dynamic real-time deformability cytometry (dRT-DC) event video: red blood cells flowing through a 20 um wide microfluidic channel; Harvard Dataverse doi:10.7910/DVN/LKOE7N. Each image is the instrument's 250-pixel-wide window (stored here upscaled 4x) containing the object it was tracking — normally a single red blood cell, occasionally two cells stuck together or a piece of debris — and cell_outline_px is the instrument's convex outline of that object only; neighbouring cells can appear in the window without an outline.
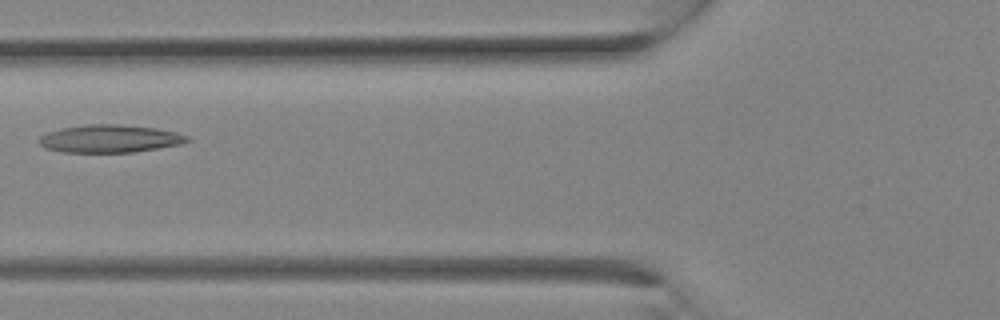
{"species": "Egyptian fruit bat (a non-hibernating species)", "species_latin": "Rousettus aegyptiacus", "temperature_condition": "room temperature", "stored_images_in_passage": 14, "camera_frame_rate_fps": 3000, "um_per_image_px": 0.085, "animal": {"sex": "female"}, "frame": {"image": 1, "passage_image": 5, "time_ms": 1.333, "image_size_px": [1000, 320], "cell_outline_px": [[192, 140], [180, 144], [132, 152], [64, 152], [44, 148], [40, 144], [40, 136], [48, 132], [64, 128], [84, 124], [116, 124], [156, 128], [176, 132], [188, 136]], "centroid_in_image_um": [9.34, 11.78], "position_along_channel_um": 116.5, "area_um2": 23.76}}
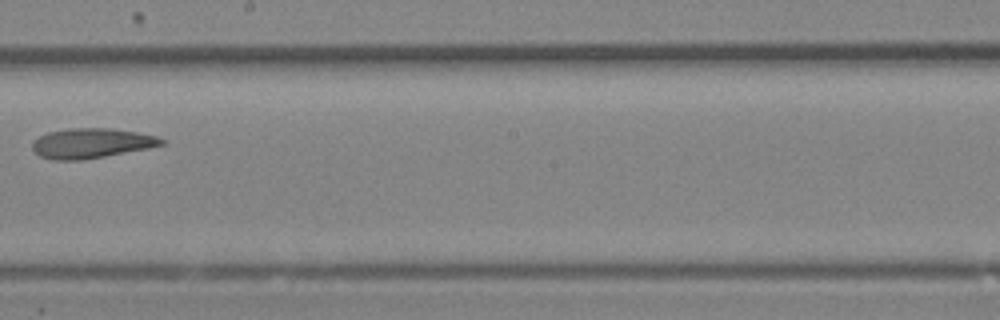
{"frame": {"image": 2, "passage_image": 10, "time_ms": 3.0, "image_size_px": [1000, 320], "cell_outline_px": [[164, 144], [148, 148], [104, 156], [80, 160], [52, 160], [40, 156], [32, 148], [32, 144], [40, 136], [48, 132], [68, 128], [112, 128], [136, 132], [156, 136], [164, 140]], "centroid_in_image_um": [7.76, 12.17], "position_along_channel_um": 240.4, "area_um2": 22.25}}
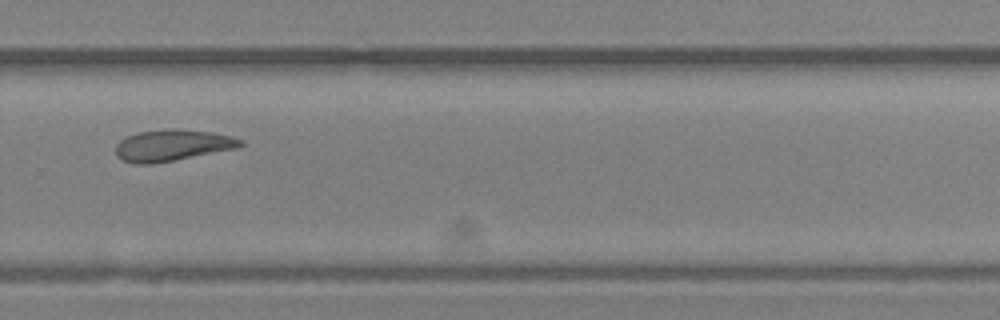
{"frame": {"image": 3, "passage_image": 13, "time_ms": 4.0, "image_size_px": [1000, 320], "cell_outline_px": [[244, 144], [240, 148], [152, 164], [132, 164], [116, 156], [116, 144], [120, 140], [128, 136], [140, 132], [164, 128], [180, 128], [212, 132], [244, 140]], "centroid_in_image_um": [14.67, 12.34], "position_along_channel_um": 315.1, "area_um2": 23.06}}